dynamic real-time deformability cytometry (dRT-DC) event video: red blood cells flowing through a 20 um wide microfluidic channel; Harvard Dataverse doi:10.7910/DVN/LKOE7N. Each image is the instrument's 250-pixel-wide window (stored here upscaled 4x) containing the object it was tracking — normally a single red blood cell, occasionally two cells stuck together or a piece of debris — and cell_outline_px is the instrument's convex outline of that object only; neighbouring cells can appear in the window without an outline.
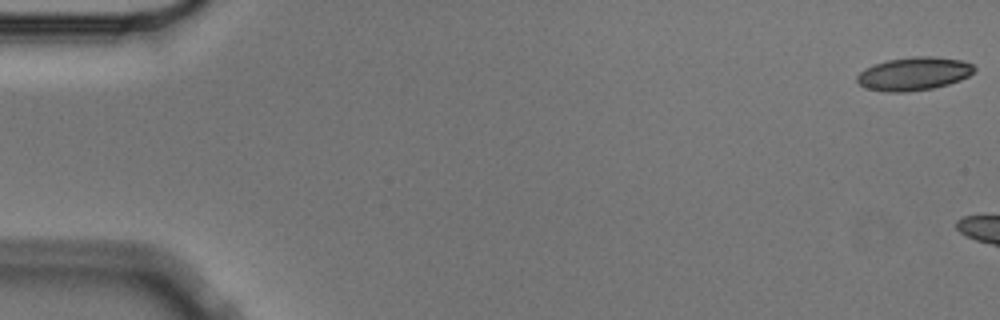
{"species": "Egyptian fruit bat (a non-hibernating species)", "species_latin": "Rousettus aegyptiacus", "temperature_condition": "cold", "stored_images_in_passage": 5, "camera_frame_rate_fps": 3000, "um_per_image_px": 0.085, "animal": {"sex": "male"}, "frame": {"image": 1, "passage_image": 1, "time_ms": 0.0, "image_size_px": [1000, 320], "cell_outline_px": [[976, 68], [968, 76], [960, 80], [948, 84], [932, 88], [908, 92], [884, 92], [864, 88], [856, 80], [856, 76], [860, 72], [876, 64], [888, 60], [912, 56], [932, 56], [964, 60], [972, 64]], "centroid_in_image_um": [77.68, 6.27], "position_along_channel_um": 7.3, "area_um2": 22.72}}